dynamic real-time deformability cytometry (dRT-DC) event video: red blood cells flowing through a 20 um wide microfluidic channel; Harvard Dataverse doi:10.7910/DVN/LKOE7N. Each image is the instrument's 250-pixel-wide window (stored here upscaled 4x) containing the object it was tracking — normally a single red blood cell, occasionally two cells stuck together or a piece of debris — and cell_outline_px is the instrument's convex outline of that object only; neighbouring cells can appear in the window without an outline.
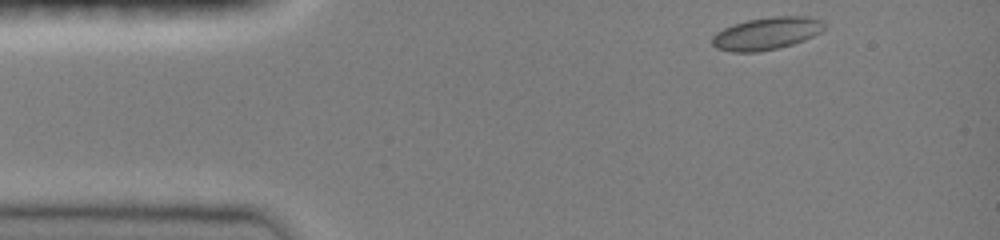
{"species": "common noctule bat (a hibernating species)", "species_latin": "Nyctalus noctula", "temperature_condition": "room temperature", "stored_images_in_passage": 9, "camera_frame_rate_fps": 3000, "um_per_image_px": 0.085, "animal": {"sex": "female", "body_mass_g": 19.0, "forearm_length_mm": 51.5}, "frame": {"image": 1, "passage_image": 1, "time_ms": 0.0, "image_size_px": [1000, 240], "cell_outline_px": [[828, 24], [820, 32], [804, 40], [792, 44], [776, 48], [756, 52], [732, 52], [716, 48], [712, 44], [712, 36], [716, 32], [732, 24], [748, 20], [772, 16], [808, 16], [820, 20]], "centroid_in_image_um": [65.15, 2.83], "position_along_channel_um": 19.8, "area_um2": 21.21}}
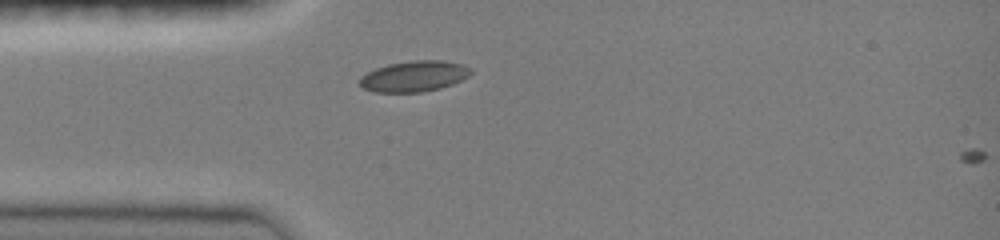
{"frame": {"image": 2, "passage_image": 8, "time_ms": 2.333, "image_size_px": [1000, 240], "cell_outline_px": [[472, 72], [468, 76], [452, 84], [440, 88], [420, 92], [376, 92], [364, 88], [360, 84], [360, 76], [376, 68], [388, 64], [412, 60], [444, 60], [464, 64], [472, 68]], "centroid_in_image_um": [35.23, 6.46], "position_along_channel_um": 49.8, "area_um2": 19.94}}